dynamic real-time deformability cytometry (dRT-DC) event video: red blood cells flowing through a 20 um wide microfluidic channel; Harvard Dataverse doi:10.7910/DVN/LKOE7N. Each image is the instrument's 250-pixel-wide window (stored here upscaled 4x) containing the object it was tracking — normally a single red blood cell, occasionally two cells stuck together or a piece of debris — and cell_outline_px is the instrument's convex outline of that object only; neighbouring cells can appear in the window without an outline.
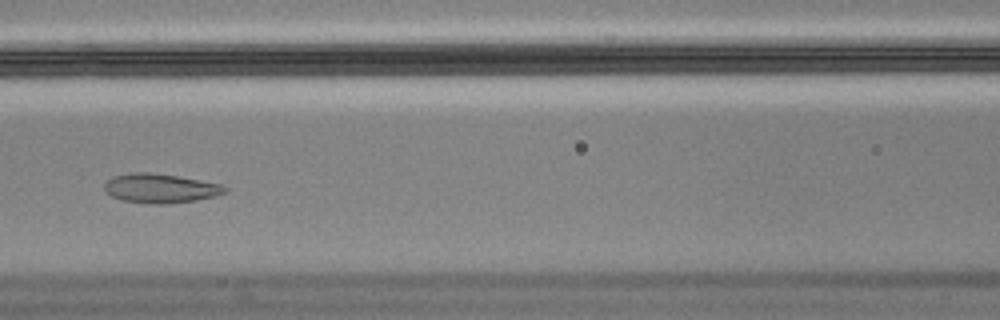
{"species": "Egyptian fruit bat (a non-hibernating species)", "species_latin": "Rousettus aegyptiacus", "temperature_condition": "cold", "stored_images_in_passage": 26, "camera_frame_rate_fps": 3000, "um_per_image_px": 0.085, "animal": {"sex": "male"}, "frame": {"image": 1, "passage_image": 24, "time_ms": 7.667, "image_size_px": [1000, 320], "cell_outline_px": [[228, 192], [216, 196], [196, 200], [172, 204], [144, 204], [120, 200], [104, 192], [104, 184], [112, 176], [132, 172], [148, 172], [176, 176], [224, 184], [228, 188]], "centroid_in_image_um": [13.64, 16.02], "position_along_channel_um": 153.0, "area_um2": 20.98}}